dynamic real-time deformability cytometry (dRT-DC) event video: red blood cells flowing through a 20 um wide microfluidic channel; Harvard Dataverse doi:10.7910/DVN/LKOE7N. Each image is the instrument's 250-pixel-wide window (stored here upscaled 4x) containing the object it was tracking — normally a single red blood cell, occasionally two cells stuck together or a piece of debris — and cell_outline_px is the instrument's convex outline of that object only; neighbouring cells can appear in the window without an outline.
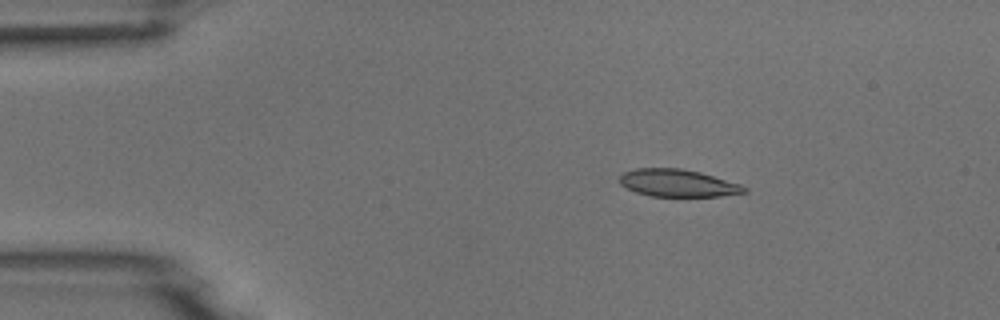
{"species": "common noctule bat (a hibernating species)", "species_latin": "Nyctalus noctula", "temperature_condition": "room temperature", "stored_images_in_passage": 5, "camera_frame_rate_fps": 3000, "um_per_image_px": 0.085, "animal": {"sex": "male", "body_mass_g": 18.8}, "frame": {"image": 1, "passage_image": 3, "time_ms": 2.333, "image_size_px": [1000, 320], "cell_outline_px": [[748, 192], [720, 196], [652, 196], [636, 192], [620, 184], [620, 176], [624, 172], [636, 168], [680, 168], [700, 172], [740, 184], [748, 188]], "centroid_in_image_um": [57.63, 15.56], "position_along_channel_um": 27.4, "area_um2": 19.77}}